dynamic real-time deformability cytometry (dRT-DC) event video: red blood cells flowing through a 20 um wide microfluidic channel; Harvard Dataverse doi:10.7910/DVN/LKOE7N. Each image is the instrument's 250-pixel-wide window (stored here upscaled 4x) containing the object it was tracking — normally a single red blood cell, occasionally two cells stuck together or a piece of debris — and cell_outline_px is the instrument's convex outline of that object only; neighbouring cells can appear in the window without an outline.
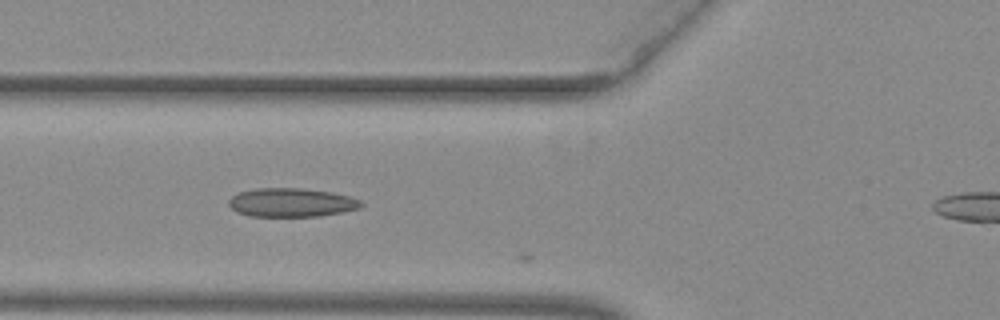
{"species": "common noctule bat (a hibernating species)", "species_latin": "Nyctalus noctula", "temperature_condition": "warm", "stored_images_in_passage": 22, "camera_frame_rate_fps": 3000, "um_per_image_px": 0.085, "animal": {"sex": "female", "body_mass_g": 29.2, "forearm_length_mm": 56.3}, "frame": {"image": 1, "passage_image": 21, "time_ms": 6.667, "image_size_px": [1000, 320], "cell_outline_px": [[364, 204], [360, 208], [344, 212], [320, 216], [248, 216], [236, 212], [228, 204], [228, 200], [232, 196], [240, 192], [256, 188], [300, 188], [332, 192], [348, 196], [360, 200]], "centroid_in_image_um": [24.77, 17.22], "position_along_channel_um": 101.0, "area_um2": 22.25}}